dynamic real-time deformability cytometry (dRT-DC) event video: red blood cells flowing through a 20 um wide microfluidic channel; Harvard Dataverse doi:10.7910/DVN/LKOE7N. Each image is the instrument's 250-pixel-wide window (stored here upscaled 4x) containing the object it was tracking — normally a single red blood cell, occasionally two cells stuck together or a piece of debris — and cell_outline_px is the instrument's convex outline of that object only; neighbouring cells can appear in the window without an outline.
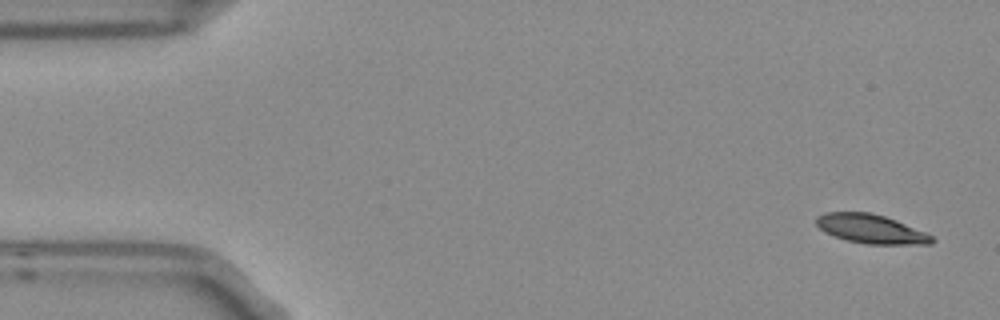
{"species": "Egyptian fruit bat (a non-hibernating species)", "species_latin": "Rousettus aegyptiacus", "temperature_condition": "room temperature", "stored_images_in_passage": 4, "camera_frame_rate_fps": 3000, "um_per_image_px": 0.085, "frame": {"image": 1, "passage_image": 1, "time_ms": 0.0, "image_size_px": [1000, 320], "cell_outline_px": [[936, 240], [932, 244], [868, 244], [848, 240], [824, 232], [816, 224], [816, 216], [824, 212], [868, 212], [884, 216], [896, 220], [924, 232], [932, 236]], "centroid_in_image_um": [74.02, 19.45], "position_along_channel_um": 11.0, "area_um2": 19.36}}
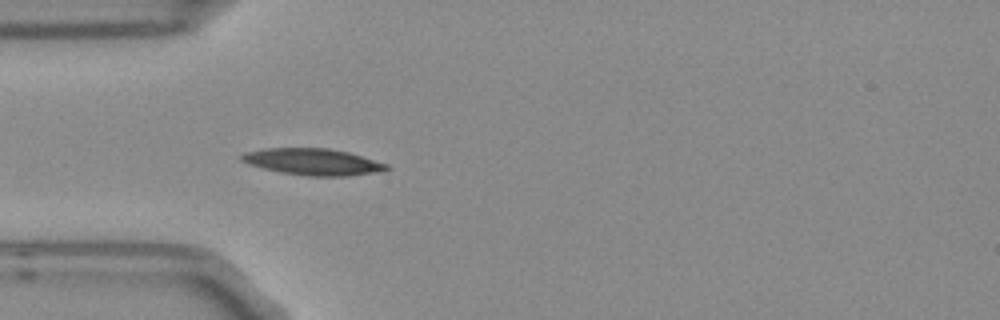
{"frame": {"image": 2, "passage_image": 4, "time_ms": 1.0, "image_size_px": [1000, 320], "cell_outline_px": [[392, 168], [384, 172], [348, 176], [308, 176], [284, 172], [264, 168], [248, 164], [240, 160], [240, 156], [244, 152], [264, 148], [328, 148], [348, 152], [388, 164]], "centroid_in_image_um": [26.65, 13.75], "position_along_channel_um": 58.4, "area_um2": 22.54}}